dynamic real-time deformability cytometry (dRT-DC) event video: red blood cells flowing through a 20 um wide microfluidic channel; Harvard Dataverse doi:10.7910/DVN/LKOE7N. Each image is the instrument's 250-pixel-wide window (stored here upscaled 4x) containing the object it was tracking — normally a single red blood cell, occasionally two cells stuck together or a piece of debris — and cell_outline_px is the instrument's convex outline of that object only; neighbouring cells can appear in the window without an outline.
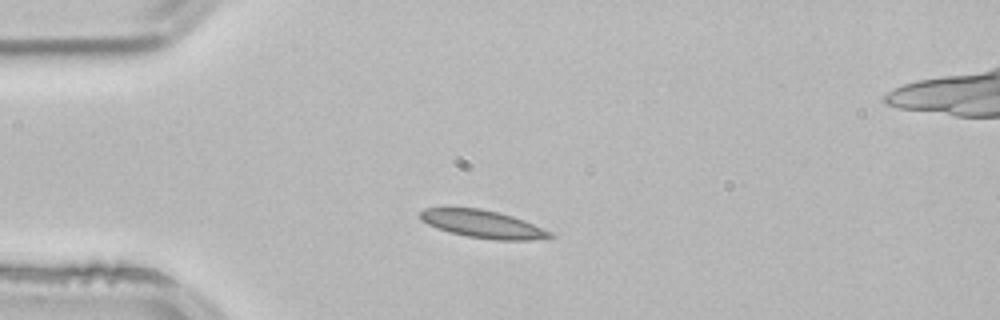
{"species": "common noctule bat (a hibernating species)", "species_latin": "Nyctalus noctula", "temperature_condition": "room temperature", "stored_images_in_passage": 1, "camera_frame_rate_fps": 3000, "um_per_image_px": 0.085, "animal": {"sex": "male", "body_mass_g": 21.5, "forearm_length_mm": 52.0}, "frame": {"image": 1, "passage_image": 1, "time_ms": 0.0, "image_size_px": [1000, 320], "cell_outline_px": [[556, 236], [532, 240], [496, 240], [468, 236], [448, 232], [436, 228], [420, 220], [420, 212], [424, 208], [480, 208], [512, 216], [524, 220], [552, 232]], "centroid_in_image_um": [41.03, 19.05], "position_along_channel_um": 44.0, "area_um2": 20.87}}